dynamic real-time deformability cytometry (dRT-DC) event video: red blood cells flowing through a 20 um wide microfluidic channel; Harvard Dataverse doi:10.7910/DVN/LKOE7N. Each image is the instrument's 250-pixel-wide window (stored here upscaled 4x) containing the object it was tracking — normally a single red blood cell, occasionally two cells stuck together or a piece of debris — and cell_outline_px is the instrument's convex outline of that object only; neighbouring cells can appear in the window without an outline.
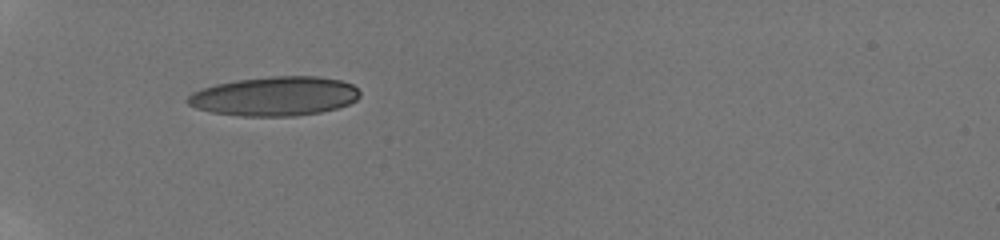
{"species": "human", "species_latin": "Homo sapiens", "temperature_condition": "room temperature", "stored_images_in_passage": 8, "camera_frame_rate_fps": 3000, "um_per_image_px": 0.085, "donor": {"sex": "male"}, "frame": {"image": 1, "passage_image": 1, "time_ms": 0.0, "image_size_px": [1000, 240], "cell_outline_px": [[360, 96], [356, 100], [348, 104], [336, 108], [320, 112], [296, 116], [240, 116], [212, 112], [196, 108], [188, 104], [184, 100], [192, 92], [216, 84], [236, 80], [272, 76], [316, 76], [340, 80], [352, 84], [360, 92]], "centroid_in_image_um": [23.34, 8.18], "position_along_channel_um": 61.7, "area_um2": 39.36}}
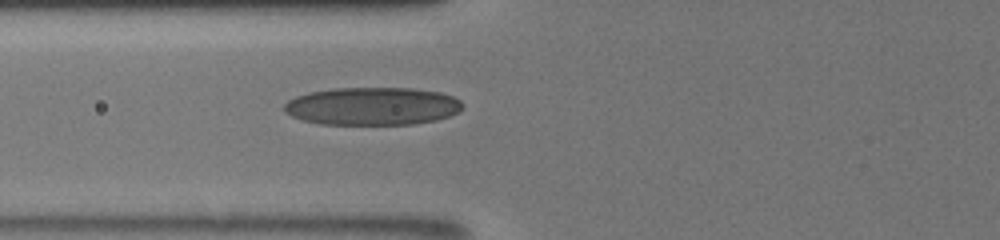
{"frame": {"image": 2, "passage_image": 5, "time_ms": 1.333, "image_size_px": [1000, 240], "cell_outline_px": [[464, 108], [460, 112], [436, 120], [412, 124], [320, 124], [304, 120], [292, 116], [284, 112], [284, 104], [288, 100], [296, 96], [308, 92], [332, 88], [412, 88], [440, 92], [452, 96], [460, 100], [464, 104]], "centroid_in_image_um": [31.67, 9.02], "position_along_channel_um": 94.1, "area_um2": 39.59}}
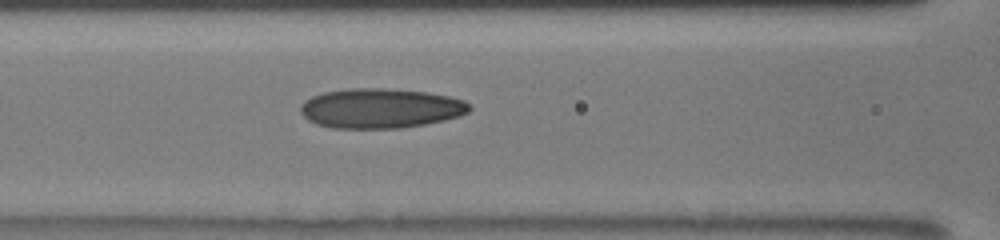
{"frame": {"image": 3, "passage_image": 8, "time_ms": 2.333, "image_size_px": [1000, 240], "cell_outline_px": [[472, 108], [468, 112], [444, 120], [424, 124], [400, 128], [332, 128], [316, 124], [308, 120], [300, 112], [300, 104], [312, 96], [324, 92], [352, 88], [388, 88], [428, 92], [448, 96], [464, 100]], "centroid_in_image_um": [32.32, 9.2], "position_along_channel_um": 134.3, "area_um2": 39.13}}